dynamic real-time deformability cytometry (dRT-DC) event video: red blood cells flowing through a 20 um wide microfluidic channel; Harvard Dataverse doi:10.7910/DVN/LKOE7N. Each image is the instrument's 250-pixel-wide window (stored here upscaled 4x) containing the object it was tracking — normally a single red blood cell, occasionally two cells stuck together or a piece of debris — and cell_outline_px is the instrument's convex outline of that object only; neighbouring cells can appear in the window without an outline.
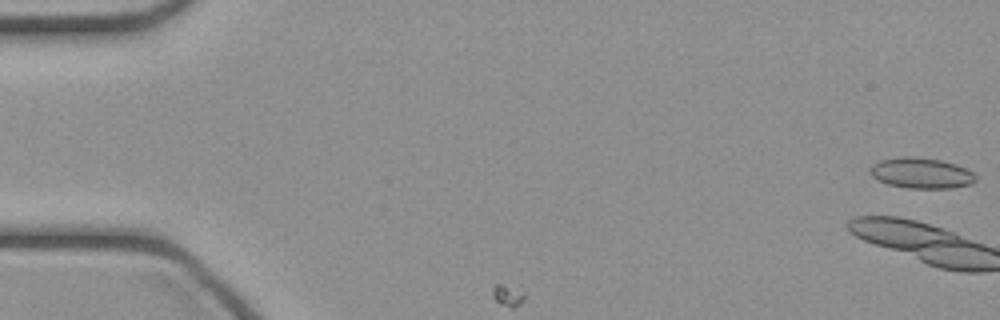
{"species": "common noctule bat (a hibernating species)", "species_latin": "Nyctalus noctula", "temperature_condition": "cold", "stored_images_in_passage": 5, "camera_frame_rate_fps": 3000, "um_per_image_px": 0.085, "animal": {"sex": "female", "body_mass_g": 21.9}, "frame": {"image": 1, "passage_image": 1, "time_ms": 0.0, "image_size_px": [1000, 320], "cell_outline_px": [[976, 180], [972, 184], [952, 188], [908, 188], [888, 184], [872, 176], [868, 172], [868, 168], [872, 164], [880, 160], [900, 156], [912, 156], [940, 160], [956, 164], [972, 172], [976, 176]], "centroid_in_image_um": [78.28, 14.7], "position_along_channel_um": 6.7, "area_um2": 18.96}}